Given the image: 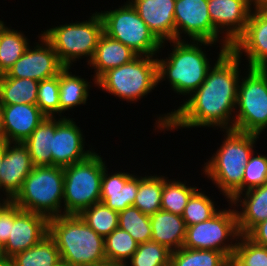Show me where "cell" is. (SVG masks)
<instances>
[{"label": "cell", "mask_w": 267, "mask_h": 266, "mask_svg": "<svg viewBox=\"0 0 267 266\" xmlns=\"http://www.w3.org/2000/svg\"><path fill=\"white\" fill-rule=\"evenodd\" d=\"M230 48H219L217 60H213L204 82L188 98H183L177 109L159 114L154 131L175 132L195 127L233 129L243 61Z\"/></svg>", "instance_id": "cell-1"}, {"label": "cell", "mask_w": 267, "mask_h": 266, "mask_svg": "<svg viewBox=\"0 0 267 266\" xmlns=\"http://www.w3.org/2000/svg\"><path fill=\"white\" fill-rule=\"evenodd\" d=\"M168 42L172 47L168 57L165 59L160 56L158 59L159 55L156 56L158 85L166 81L170 84V90L188 98L204 82L209 69L214 65L208 52L206 53V47L218 44L192 40H172L166 43Z\"/></svg>", "instance_id": "cell-2"}, {"label": "cell", "mask_w": 267, "mask_h": 266, "mask_svg": "<svg viewBox=\"0 0 267 266\" xmlns=\"http://www.w3.org/2000/svg\"><path fill=\"white\" fill-rule=\"evenodd\" d=\"M224 139L212 157L206 159L203 171L217 187L220 194L230 202L242 192L244 168L250 155L257 147L259 135L239 132L236 130H223ZM216 184V185H215Z\"/></svg>", "instance_id": "cell-3"}, {"label": "cell", "mask_w": 267, "mask_h": 266, "mask_svg": "<svg viewBox=\"0 0 267 266\" xmlns=\"http://www.w3.org/2000/svg\"><path fill=\"white\" fill-rule=\"evenodd\" d=\"M48 235L54 240L65 266H105L104 238L79 214H63L49 219Z\"/></svg>", "instance_id": "cell-4"}, {"label": "cell", "mask_w": 267, "mask_h": 266, "mask_svg": "<svg viewBox=\"0 0 267 266\" xmlns=\"http://www.w3.org/2000/svg\"><path fill=\"white\" fill-rule=\"evenodd\" d=\"M64 167L34 166L11 200L22 210L48 219L63 215Z\"/></svg>", "instance_id": "cell-5"}, {"label": "cell", "mask_w": 267, "mask_h": 266, "mask_svg": "<svg viewBox=\"0 0 267 266\" xmlns=\"http://www.w3.org/2000/svg\"><path fill=\"white\" fill-rule=\"evenodd\" d=\"M41 33L52 44L64 67H71L84 57L88 65L103 34V21L99 12L95 11L88 20L51 26Z\"/></svg>", "instance_id": "cell-6"}, {"label": "cell", "mask_w": 267, "mask_h": 266, "mask_svg": "<svg viewBox=\"0 0 267 266\" xmlns=\"http://www.w3.org/2000/svg\"><path fill=\"white\" fill-rule=\"evenodd\" d=\"M95 86L122 101L136 103L158 86L157 58L137 56L129 63L103 73Z\"/></svg>", "instance_id": "cell-7"}, {"label": "cell", "mask_w": 267, "mask_h": 266, "mask_svg": "<svg viewBox=\"0 0 267 266\" xmlns=\"http://www.w3.org/2000/svg\"><path fill=\"white\" fill-rule=\"evenodd\" d=\"M99 153L64 167L63 214H80L100 202L101 183L106 161Z\"/></svg>", "instance_id": "cell-8"}, {"label": "cell", "mask_w": 267, "mask_h": 266, "mask_svg": "<svg viewBox=\"0 0 267 266\" xmlns=\"http://www.w3.org/2000/svg\"><path fill=\"white\" fill-rule=\"evenodd\" d=\"M99 14L103 21V33L128 46L138 56H157L167 45L155 37L128 1Z\"/></svg>", "instance_id": "cell-9"}, {"label": "cell", "mask_w": 267, "mask_h": 266, "mask_svg": "<svg viewBox=\"0 0 267 266\" xmlns=\"http://www.w3.org/2000/svg\"><path fill=\"white\" fill-rule=\"evenodd\" d=\"M244 71L238 85L233 130L260 136L267 128V68L247 67Z\"/></svg>", "instance_id": "cell-10"}, {"label": "cell", "mask_w": 267, "mask_h": 266, "mask_svg": "<svg viewBox=\"0 0 267 266\" xmlns=\"http://www.w3.org/2000/svg\"><path fill=\"white\" fill-rule=\"evenodd\" d=\"M229 205L210 219L188 226L183 247L220 251L231 260L240 233L235 208L231 202Z\"/></svg>", "instance_id": "cell-11"}, {"label": "cell", "mask_w": 267, "mask_h": 266, "mask_svg": "<svg viewBox=\"0 0 267 266\" xmlns=\"http://www.w3.org/2000/svg\"><path fill=\"white\" fill-rule=\"evenodd\" d=\"M174 20L175 40L210 41L219 47H231L213 27L208 0H176Z\"/></svg>", "instance_id": "cell-12"}, {"label": "cell", "mask_w": 267, "mask_h": 266, "mask_svg": "<svg viewBox=\"0 0 267 266\" xmlns=\"http://www.w3.org/2000/svg\"><path fill=\"white\" fill-rule=\"evenodd\" d=\"M38 41L29 45L24 54L14 63L6 74L0 77L29 78L42 81L57 76L64 68L52 44L38 34Z\"/></svg>", "instance_id": "cell-13"}, {"label": "cell", "mask_w": 267, "mask_h": 266, "mask_svg": "<svg viewBox=\"0 0 267 266\" xmlns=\"http://www.w3.org/2000/svg\"><path fill=\"white\" fill-rule=\"evenodd\" d=\"M75 118H57L52 144V166L66 167L87 159L95 152L93 146L85 149L83 130L77 126ZM93 147V148H92Z\"/></svg>", "instance_id": "cell-14"}, {"label": "cell", "mask_w": 267, "mask_h": 266, "mask_svg": "<svg viewBox=\"0 0 267 266\" xmlns=\"http://www.w3.org/2000/svg\"><path fill=\"white\" fill-rule=\"evenodd\" d=\"M252 10L250 0H208L213 27L231 46L245 31Z\"/></svg>", "instance_id": "cell-15"}, {"label": "cell", "mask_w": 267, "mask_h": 266, "mask_svg": "<svg viewBox=\"0 0 267 266\" xmlns=\"http://www.w3.org/2000/svg\"><path fill=\"white\" fill-rule=\"evenodd\" d=\"M48 222L46 216L22 210L14 204V224L4 245L7 256L11 258L40 242L48 235Z\"/></svg>", "instance_id": "cell-16"}, {"label": "cell", "mask_w": 267, "mask_h": 266, "mask_svg": "<svg viewBox=\"0 0 267 266\" xmlns=\"http://www.w3.org/2000/svg\"><path fill=\"white\" fill-rule=\"evenodd\" d=\"M249 68H267V19L258 11L252 10L246 29L230 48Z\"/></svg>", "instance_id": "cell-17"}, {"label": "cell", "mask_w": 267, "mask_h": 266, "mask_svg": "<svg viewBox=\"0 0 267 266\" xmlns=\"http://www.w3.org/2000/svg\"><path fill=\"white\" fill-rule=\"evenodd\" d=\"M30 154L23 143L5 142V156L0 167L4 199L12 200L33 169Z\"/></svg>", "instance_id": "cell-18"}, {"label": "cell", "mask_w": 267, "mask_h": 266, "mask_svg": "<svg viewBox=\"0 0 267 266\" xmlns=\"http://www.w3.org/2000/svg\"><path fill=\"white\" fill-rule=\"evenodd\" d=\"M108 169L106 166L102 175L100 202L119 213L133 206L140 176L130 172L115 171L113 173V170L109 173Z\"/></svg>", "instance_id": "cell-19"}, {"label": "cell", "mask_w": 267, "mask_h": 266, "mask_svg": "<svg viewBox=\"0 0 267 266\" xmlns=\"http://www.w3.org/2000/svg\"><path fill=\"white\" fill-rule=\"evenodd\" d=\"M161 42L175 40L176 0H127Z\"/></svg>", "instance_id": "cell-20"}, {"label": "cell", "mask_w": 267, "mask_h": 266, "mask_svg": "<svg viewBox=\"0 0 267 266\" xmlns=\"http://www.w3.org/2000/svg\"><path fill=\"white\" fill-rule=\"evenodd\" d=\"M6 142L23 143L47 117L37 105H0Z\"/></svg>", "instance_id": "cell-21"}, {"label": "cell", "mask_w": 267, "mask_h": 266, "mask_svg": "<svg viewBox=\"0 0 267 266\" xmlns=\"http://www.w3.org/2000/svg\"><path fill=\"white\" fill-rule=\"evenodd\" d=\"M230 202L236 211L240 235H247L267 219V183L241 192Z\"/></svg>", "instance_id": "cell-22"}, {"label": "cell", "mask_w": 267, "mask_h": 266, "mask_svg": "<svg viewBox=\"0 0 267 266\" xmlns=\"http://www.w3.org/2000/svg\"><path fill=\"white\" fill-rule=\"evenodd\" d=\"M138 55L123 43L102 34L92 60L87 66L94 69L93 82L106 71L131 62Z\"/></svg>", "instance_id": "cell-23"}, {"label": "cell", "mask_w": 267, "mask_h": 266, "mask_svg": "<svg viewBox=\"0 0 267 266\" xmlns=\"http://www.w3.org/2000/svg\"><path fill=\"white\" fill-rule=\"evenodd\" d=\"M151 240L176 251L183 247L186 224L182 216L160 209L150 215Z\"/></svg>", "instance_id": "cell-24"}, {"label": "cell", "mask_w": 267, "mask_h": 266, "mask_svg": "<svg viewBox=\"0 0 267 266\" xmlns=\"http://www.w3.org/2000/svg\"><path fill=\"white\" fill-rule=\"evenodd\" d=\"M72 67H64L59 73V104L60 117L66 111H70L75 107L86 105L89 100V89L93 86L91 81L84 79L80 75L72 74Z\"/></svg>", "instance_id": "cell-25"}, {"label": "cell", "mask_w": 267, "mask_h": 266, "mask_svg": "<svg viewBox=\"0 0 267 266\" xmlns=\"http://www.w3.org/2000/svg\"><path fill=\"white\" fill-rule=\"evenodd\" d=\"M56 130V117H46L23 142L33 166H52V144Z\"/></svg>", "instance_id": "cell-26"}, {"label": "cell", "mask_w": 267, "mask_h": 266, "mask_svg": "<svg viewBox=\"0 0 267 266\" xmlns=\"http://www.w3.org/2000/svg\"><path fill=\"white\" fill-rule=\"evenodd\" d=\"M39 81L0 77V105L37 104Z\"/></svg>", "instance_id": "cell-27"}, {"label": "cell", "mask_w": 267, "mask_h": 266, "mask_svg": "<svg viewBox=\"0 0 267 266\" xmlns=\"http://www.w3.org/2000/svg\"><path fill=\"white\" fill-rule=\"evenodd\" d=\"M15 266H61L60 252L49 236H45L40 242L31 248L19 252L10 258Z\"/></svg>", "instance_id": "cell-28"}, {"label": "cell", "mask_w": 267, "mask_h": 266, "mask_svg": "<svg viewBox=\"0 0 267 266\" xmlns=\"http://www.w3.org/2000/svg\"><path fill=\"white\" fill-rule=\"evenodd\" d=\"M6 25L0 28V75L6 74L30 45L28 36Z\"/></svg>", "instance_id": "cell-29"}, {"label": "cell", "mask_w": 267, "mask_h": 266, "mask_svg": "<svg viewBox=\"0 0 267 266\" xmlns=\"http://www.w3.org/2000/svg\"><path fill=\"white\" fill-rule=\"evenodd\" d=\"M185 181L169 179L163 175L162 210L182 216L190 197L200 189L193 185L189 186Z\"/></svg>", "instance_id": "cell-30"}, {"label": "cell", "mask_w": 267, "mask_h": 266, "mask_svg": "<svg viewBox=\"0 0 267 266\" xmlns=\"http://www.w3.org/2000/svg\"><path fill=\"white\" fill-rule=\"evenodd\" d=\"M107 264L124 266L135 253L139 243L119 227L104 238Z\"/></svg>", "instance_id": "cell-31"}, {"label": "cell", "mask_w": 267, "mask_h": 266, "mask_svg": "<svg viewBox=\"0 0 267 266\" xmlns=\"http://www.w3.org/2000/svg\"><path fill=\"white\" fill-rule=\"evenodd\" d=\"M163 175H140V183L133 206L151 215L161 209Z\"/></svg>", "instance_id": "cell-32"}, {"label": "cell", "mask_w": 267, "mask_h": 266, "mask_svg": "<svg viewBox=\"0 0 267 266\" xmlns=\"http://www.w3.org/2000/svg\"><path fill=\"white\" fill-rule=\"evenodd\" d=\"M170 266H230V259L220 251L182 247L171 252Z\"/></svg>", "instance_id": "cell-33"}, {"label": "cell", "mask_w": 267, "mask_h": 266, "mask_svg": "<svg viewBox=\"0 0 267 266\" xmlns=\"http://www.w3.org/2000/svg\"><path fill=\"white\" fill-rule=\"evenodd\" d=\"M118 227L127 231L139 244L151 241L150 216L142 213L137 207L129 206L118 213Z\"/></svg>", "instance_id": "cell-34"}, {"label": "cell", "mask_w": 267, "mask_h": 266, "mask_svg": "<svg viewBox=\"0 0 267 266\" xmlns=\"http://www.w3.org/2000/svg\"><path fill=\"white\" fill-rule=\"evenodd\" d=\"M79 215L89 227L103 238L118 228V212L113 211L103 202L93 204Z\"/></svg>", "instance_id": "cell-35"}, {"label": "cell", "mask_w": 267, "mask_h": 266, "mask_svg": "<svg viewBox=\"0 0 267 266\" xmlns=\"http://www.w3.org/2000/svg\"><path fill=\"white\" fill-rule=\"evenodd\" d=\"M197 190L189 199L185 206L182 218L186 227L204 222L213 217L220 209L216 206V201L205 194V191Z\"/></svg>", "instance_id": "cell-36"}, {"label": "cell", "mask_w": 267, "mask_h": 266, "mask_svg": "<svg viewBox=\"0 0 267 266\" xmlns=\"http://www.w3.org/2000/svg\"><path fill=\"white\" fill-rule=\"evenodd\" d=\"M171 252L167 247L152 240L140 243L124 266H170Z\"/></svg>", "instance_id": "cell-37"}, {"label": "cell", "mask_w": 267, "mask_h": 266, "mask_svg": "<svg viewBox=\"0 0 267 266\" xmlns=\"http://www.w3.org/2000/svg\"><path fill=\"white\" fill-rule=\"evenodd\" d=\"M230 266H267V247L255 244L246 235H240Z\"/></svg>", "instance_id": "cell-38"}, {"label": "cell", "mask_w": 267, "mask_h": 266, "mask_svg": "<svg viewBox=\"0 0 267 266\" xmlns=\"http://www.w3.org/2000/svg\"><path fill=\"white\" fill-rule=\"evenodd\" d=\"M36 105L47 117H60L59 74L39 82Z\"/></svg>", "instance_id": "cell-39"}, {"label": "cell", "mask_w": 267, "mask_h": 266, "mask_svg": "<svg viewBox=\"0 0 267 266\" xmlns=\"http://www.w3.org/2000/svg\"><path fill=\"white\" fill-rule=\"evenodd\" d=\"M253 151L244 168L242 192L267 183V154Z\"/></svg>", "instance_id": "cell-40"}, {"label": "cell", "mask_w": 267, "mask_h": 266, "mask_svg": "<svg viewBox=\"0 0 267 266\" xmlns=\"http://www.w3.org/2000/svg\"><path fill=\"white\" fill-rule=\"evenodd\" d=\"M11 224H14V203L12 201L0 211V243L3 245L10 236Z\"/></svg>", "instance_id": "cell-41"}, {"label": "cell", "mask_w": 267, "mask_h": 266, "mask_svg": "<svg viewBox=\"0 0 267 266\" xmlns=\"http://www.w3.org/2000/svg\"><path fill=\"white\" fill-rule=\"evenodd\" d=\"M246 236L255 244L267 247V219L257 224Z\"/></svg>", "instance_id": "cell-42"}, {"label": "cell", "mask_w": 267, "mask_h": 266, "mask_svg": "<svg viewBox=\"0 0 267 266\" xmlns=\"http://www.w3.org/2000/svg\"><path fill=\"white\" fill-rule=\"evenodd\" d=\"M6 142V135L4 130V124H3V115H2V109L0 106V143Z\"/></svg>", "instance_id": "cell-43"}, {"label": "cell", "mask_w": 267, "mask_h": 266, "mask_svg": "<svg viewBox=\"0 0 267 266\" xmlns=\"http://www.w3.org/2000/svg\"><path fill=\"white\" fill-rule=\"evenodd\" d=\"M4 156H5V143H0V167H1V164L4 160ZM1 192H2V178L0 176V197L1 198H4L3 194L1 195Z\"/></svg>", "instance_id": "cell-44"}, {"label": "cell", "mask_w": 267, "mask_h": 266, "mask_svg": "<svg viewBox=\"0 0 267 266\" xmlns=\"http://www.w3.org/2000/svg\"><path fill=\"white\" fill-rule=\"evenodd\" d=\"M8 259H9V257L7 256V254L5 252V246L0 243V264L7 261Z\"/></svg>", "instance_id": "cell-45"}, {"label": "cell", "mask_w": 267, "mask_h": 266, "mask_svg": "<svg viewBox=\"0 0 267 266\" xmlns=\"http://www.w3.org/2000/svg\"><path fill=\"white\" fill-rule=\"evenodd\" d=\"M252 9L257 10L260 6L267 3V0H250Z\"/></svg>", "instance_id": "cell-46"}, {"label": "cell", "mask_w": 267, "mask_h": 266, "mask_svg": "<svg viewBox=\"0 0 267 266\" xmlns=\"http://www.w3.org/2000/svg\"><path fill=\"white\" fill-rule=\"evenodd\" d=\"M267 19V3L257 9Z\"/></svg>", "instance_id": "cell-47"}, {"label": "cell", "mask_w": 267, "mask_h": 266, "mask_svg": "<svg viewBox=\"0 0 267 266\" xmlns=\"http://www.w3.org/2000/svg\"><path fill=\"white\" fill-rule=\"evenodd\" d=\"M10 202L8 199L0 197V211Z\"/></svg>", "instance_id": "cell-48"}, {"label": "cell", "mask_w": 267, "mask_h": 266, "mask_svg": "<svg viewBox=\"0 0 267 266\" xmlns=\"http://www.w3.org/2000/svg\"><path fill=\"white\" fill-rule=\"evenodd\" d=\"M0 266H15V264L13 263V261L9 258L7 261L3 262L2 264H0Z\"/></svg>", "instance_id": "cell-49"}, {"label": "cell", "mask_w": 267, "mask_h": 266, "mask_svg": "<svg viewBox=\"0 0 267 266\" xmlns=\"http://www.w3.org/2000/svg\"><path fill=\"white\" fill-rule=\"evenodd\" d=\"M4 24V21H2L1 19H0V28H1V26Z\"/></svg>", "instance_id": "cell-50"}, {"label": "cell", "mask_w": 267, "mask_h": 266, "mask_svg": "<svg viewBox=\"0 0 267 266\" xmlns=\"http://www.w3.org/2000/svg\"><path fill=\"white\" fill-rule=\"evenodd\" d=\"M105 266H122V265H109V264H107Z\"/></svg>", "instance_id": "cell-51"}]
</instances>
